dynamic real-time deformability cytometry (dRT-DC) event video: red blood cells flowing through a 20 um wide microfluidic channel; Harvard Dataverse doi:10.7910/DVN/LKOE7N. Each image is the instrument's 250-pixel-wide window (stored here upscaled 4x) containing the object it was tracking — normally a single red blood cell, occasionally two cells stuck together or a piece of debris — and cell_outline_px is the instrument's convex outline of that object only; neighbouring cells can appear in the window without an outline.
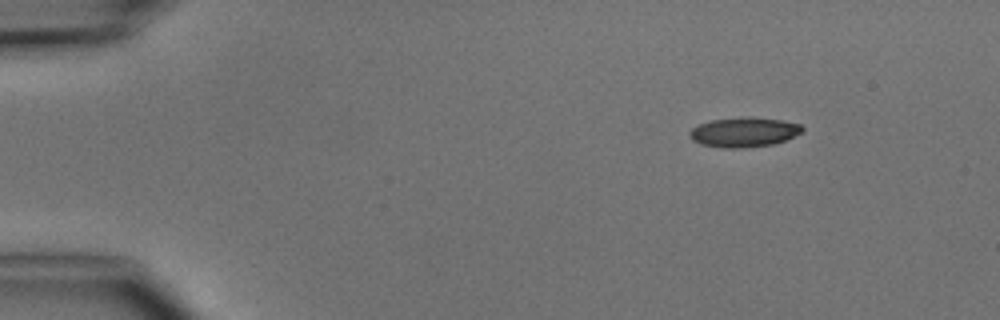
{"species": "common noctule bat (a hibernating species)", "species_latin": "Nyctalus noctula", "temperature_condition": "cold", "stored_images_in_passage": 4, "camera_frame_rate_fps": 3000, "um_per_image_px": 0.085, "animal": {"sex": "male", "body_mass_g": 15.6}, "frame": {"image": 1, "passage_image": 1, "time_ms": 0.0, "image_size_px": [1000, 320], "cell_outline_px": [[804, 128], [800, 132], [784, 140], [772, 144], [744, 148], [720, 148], [700, 144], [692, 140], [688, 136], [688, 132], [692, 128], [700, 124], [712, 120], [752, 116], [780, 120], [800, 124]], "centroid_in_image_um": [63.18, 11.24], "position_along_channel_um": 21.8, "area_um2": 19.42}}
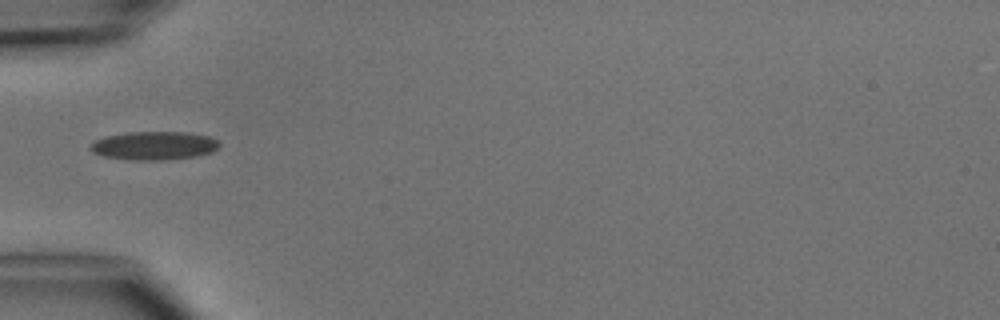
{"frame": {"image": 2, "passage_image": 4, "time_ms": 3.333, "image_size_px": [1000, 320], "cell_outline_px": [[220, 144], [212, 152], [196, 156], [160, 160], [132, 160], [104, 156], [92, 152], [88, 148], [88, 144], [104, 136], [128, 132], [184, 132], [208, 136], [216, 140]], "centroid_in_image_um": [13.03, 12.37], "position_along_channel_um": 72.0, "area_um2": 21.33}}